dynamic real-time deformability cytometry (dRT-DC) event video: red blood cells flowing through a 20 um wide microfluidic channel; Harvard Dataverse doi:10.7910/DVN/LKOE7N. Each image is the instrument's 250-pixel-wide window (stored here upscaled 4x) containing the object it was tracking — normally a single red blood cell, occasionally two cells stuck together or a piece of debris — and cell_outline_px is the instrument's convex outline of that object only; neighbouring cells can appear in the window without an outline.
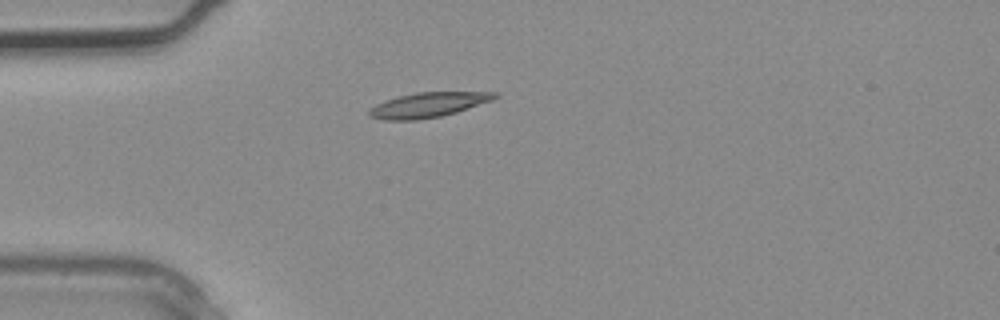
{"species": "common noctule bat (a hibernating species)", "species_latin": "Nyctalus noctula", "temperature_condition": "warm", "stored_images_in_passage": 3, "camera_frame_rate_fps": 3000, "um_per_image_px": 0.085, "animal": {"sex": "male", "body_mass_g": 20.4}, "frame": {"image": 1, "passage_image": 3, "time_ms": 0.667, "image_size_px": [1000, 320], "cell_outline_px": [[500, 96], [492, 100], [456, 112], [440, 116], [416, 120], [384, 120], [368, 116], [368, 112], [376, 104], [400, 96], [416, 92], [500, 92]], "centroid_in_image_um": [36.42, 8.91], "position_along_channel_um": 48.6, "area_um2": 17.98}}